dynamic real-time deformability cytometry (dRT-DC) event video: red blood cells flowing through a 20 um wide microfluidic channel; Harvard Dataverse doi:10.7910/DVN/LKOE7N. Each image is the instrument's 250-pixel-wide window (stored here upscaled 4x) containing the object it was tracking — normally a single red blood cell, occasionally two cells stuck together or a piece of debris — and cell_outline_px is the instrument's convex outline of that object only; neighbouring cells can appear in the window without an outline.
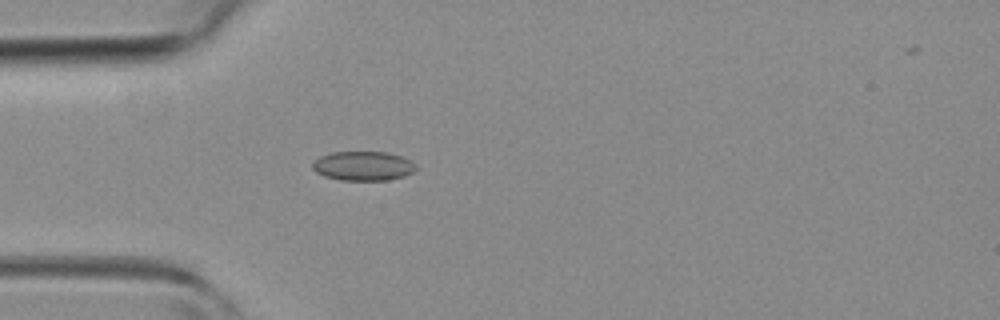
{"species": "common noctule bat (a hibernating species)", "species_latin": "Nyctalus noctula", "temperature_condition": "room temperature", "stored_images_in_passage": 3, "camera_frame_rate_fps": 3000, "um_per_image_px": 0.085, "animal": {"sex": "female", "body_mass_g": 19.3, "forearm_length_mm": 54.1}, "frame": {"image": 1, "passage_image": 3, "time_ms": 2.333, "image_size_px": [1000, 320], "cell_outline_px": [[416, 168], [412, 172], [404, 176], [388, 180], [340, 180], [324, 176], [316, 172], [312, 168], [312, 164], [320, 156], [332, 152], [388, 152], [400, 156], [416, 164]], "centroid_in_image_um": [30.85, 14.11], "position_along_channel_um": 54.1, "area_um2": 17.57}}